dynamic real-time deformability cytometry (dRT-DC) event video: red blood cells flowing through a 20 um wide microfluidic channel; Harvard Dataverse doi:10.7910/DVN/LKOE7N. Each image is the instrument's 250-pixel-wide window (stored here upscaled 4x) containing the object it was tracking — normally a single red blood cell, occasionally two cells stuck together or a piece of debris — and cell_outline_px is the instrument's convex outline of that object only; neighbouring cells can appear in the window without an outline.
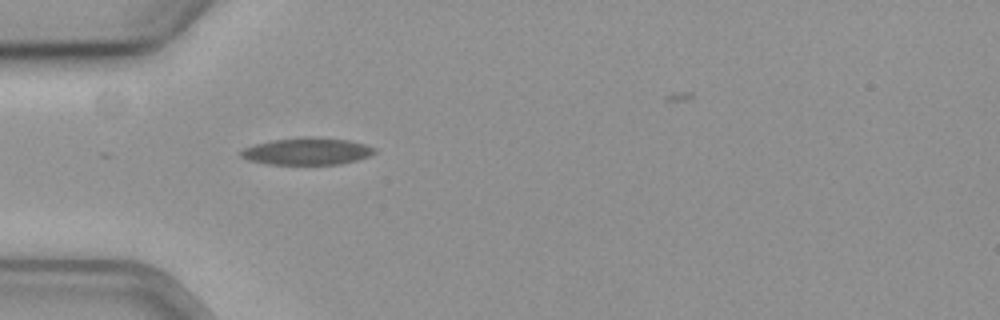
{"species": "common noctule bat (a hibernating species)", "species_latin": "Nyctalus noctula", "temperature_condition": "cold", "stored_images_in_passage": 36, "camera_frame_rate_fps": 3000, "um_per_image_px": 0.085, "animal": {"sex": "female", "body_mass_g": 19.3, "forearm_length_mm": 54.1}, "frame": {"image": 1, "passage_image": 1, "time_ms": 0.0, "image_size_px": [1000, 320], "cell_outline_px": [[376, 152], [368, 156], [356, 160], [340, 164], [268, 164], [248, 160], [240, 156], [240, 152], [244, 148], [256, 144], [272, 140], [304, 136], [348, 140], [364, 144], [376, 148]], "centroid_in_image_um": [26.09, 12.86], "position_along_channel_um": 58.9, "area_um2": 20.92}}
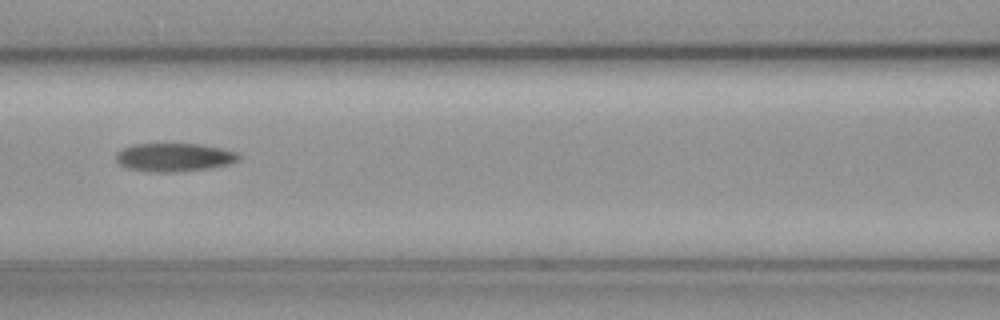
{"frame": {"image": 2, "passage_image": 9, "time_ms": 2.667, "image_size_px": [1000, 320], "cell_outline_px": [[240, 156], [236, 160], [228, 164], [212, 168], [176, 172], [152, 172], [128, 168], [120, 164], [116, 160], [116, 152], [120, 148], [132, 144], [200, 144], [220, 148], [236, 152]], "centroid_in_image_um": [14.76, 13.37], "position_along_channel_um": 151.8, "area_um2": 20.29}}
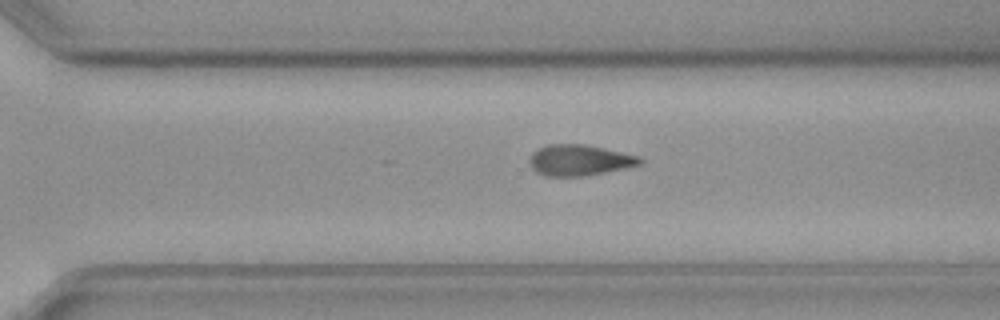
{"frame": {"image": 3, "passage_image": 23, "time_ms": 7.333, "image_size_px": [1000, 320], "cell_outline_px": [[644, 160], [640, 164], [624, 168], [584, 176], [544, 176], [536, 172], [532, 168], [528, 160], [532, 152], [548, 144], [584, 144], [640, 156]], "centroid_in_image_um": [49.22, 13.61], "position_along_channel_um": 321.4, "area_um2": 19.83}}